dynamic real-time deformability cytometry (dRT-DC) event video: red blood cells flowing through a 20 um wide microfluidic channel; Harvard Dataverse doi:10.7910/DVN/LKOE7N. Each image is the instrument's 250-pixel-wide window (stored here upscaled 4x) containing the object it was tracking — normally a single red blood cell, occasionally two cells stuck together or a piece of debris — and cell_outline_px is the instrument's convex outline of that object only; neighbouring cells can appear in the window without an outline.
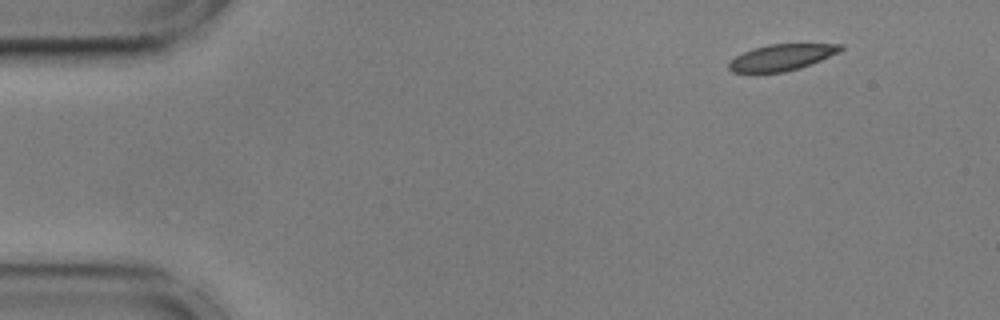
{"species": "common noctule bat (a hibernating species)", "species_latin": "Nyctalus noctula", "temperature_condition": "cold", "stored_images_in_passage": 51, "camera_frame_rate_fps": 3000, "um_per_image_px": 0.085, "animal": {"sex": "male", "body_mass_g": 17.9, "forearm_length_mm": 54.2}, "frame": {"image": 1, "passage_image": 1, "time_ms": 0.0, "image_size_px": [1000, 320], "cell_outline_px": [[844, 48], [840, 52], [800, 68], [784, 72], [732, 72], [728, 68], [728, 64], [736, 56], [752, 48], [768, 44], [844, 44]], "centroid_in_image_um": [66.46, 4.87], "position_along_channel_um": 18.5, "area_um2": 16.99}}
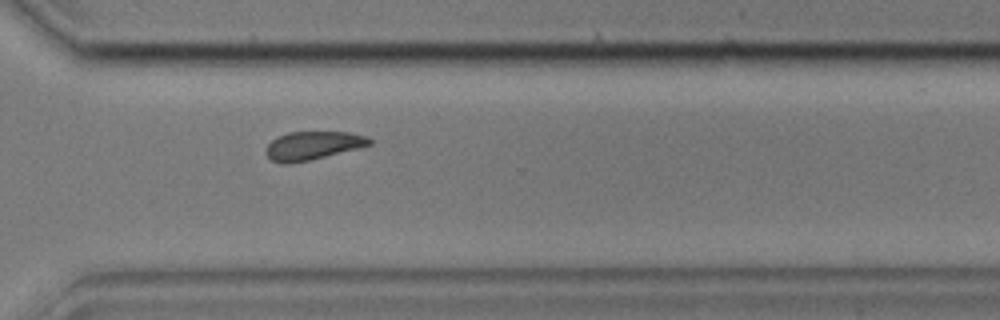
{"frame": {"image": 2, "passage_image": 36, "time_ms": 11.667, "image_size_px": [1000, 320], "cell_outline_px": [[372, 144], [308, 160], [288, 164], [284, 164], [272, 160], [264, 152], [264, 148], [276, 136], [288, 132], [348, 132], [368, 136], [372, 140]], "centroid_in_image_um": [26.54, 12.36], "position_along_channel_um": 344.1, "area_um2": 16.99}}
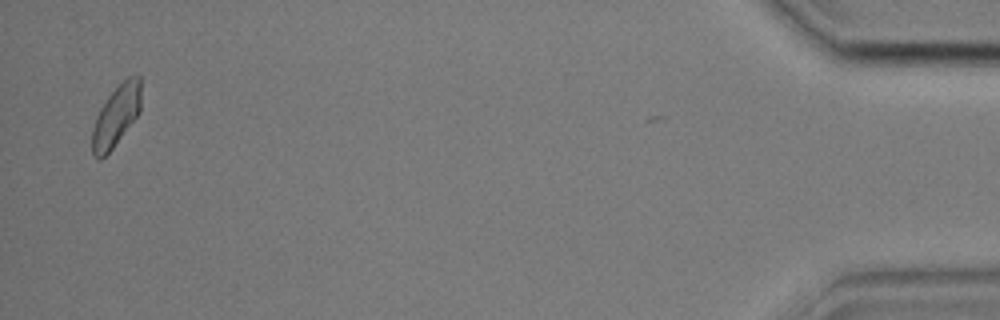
{"frame": {"image": 3, "passage_image": 50, "time_ms": 16.333, "image_size_px": [1000, 320], "cell_outline_px": [[140, 112], [112, 148], [100, 160], [92, 152], [92, 128], [96, 116], [100, 108], [108, 96], [128, 76], [140, 76]], "centroid_in_image_um": [9.86, 9.84], "position_along_channel_um": 425.3, "area_um2": 16.99}, "authors_computed_cell_mechanics": {"area_um2": 17.8602, "velocity_mm_per_s": 3.5563, "shape_relaxation_time_tau1_ms": 4.6814, "shape_relaxation_time_tau2_ms": null, "deformation_change_tau1": 0.1228, "deformation_change_tau2": null}}